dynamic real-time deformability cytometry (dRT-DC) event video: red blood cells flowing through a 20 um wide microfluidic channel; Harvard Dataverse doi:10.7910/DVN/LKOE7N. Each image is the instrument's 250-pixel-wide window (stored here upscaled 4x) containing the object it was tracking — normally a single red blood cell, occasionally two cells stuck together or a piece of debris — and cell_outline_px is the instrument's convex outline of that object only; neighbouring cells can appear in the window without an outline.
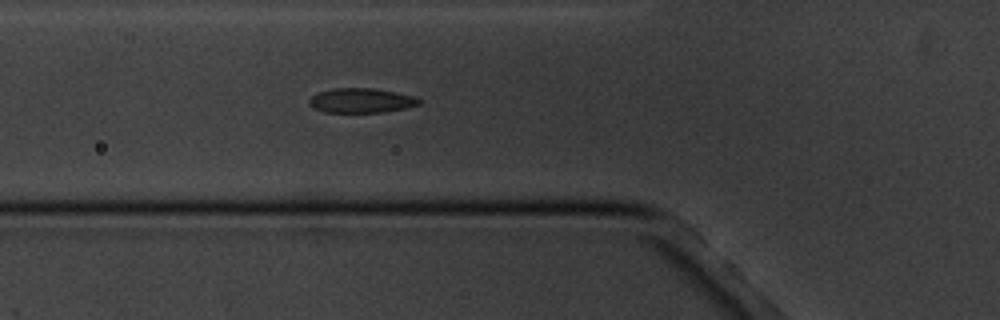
{"species": "common noctule bat (a hibernating species)", "species_latin": "Nyctalus noctula", "temperature_condition": "cold", "stored_images_in_passage": 5, "camera_frame_rate_fps": 3000, "um_per_image_px": 0.085, "animal": {"sex": "male", "body_mass_g": 20.1, "forearm_length_mm": 53.5}, "frame": {"image": 1, "passage_image": 5, "time_ms": 4.667, "image_size_px": [1000, 320], "cell_outline_px": [[424, 100], [420, 104], [388, 112], [324, 112], [308, 104], [308, 100], [316, 92], [332, 88], [372, 88], [396, 92], [416, 96]], "centroid_in_image_um": [30.73, 8.53], "position_along_channel_um": 95.1, "area_um2": 15.95}}